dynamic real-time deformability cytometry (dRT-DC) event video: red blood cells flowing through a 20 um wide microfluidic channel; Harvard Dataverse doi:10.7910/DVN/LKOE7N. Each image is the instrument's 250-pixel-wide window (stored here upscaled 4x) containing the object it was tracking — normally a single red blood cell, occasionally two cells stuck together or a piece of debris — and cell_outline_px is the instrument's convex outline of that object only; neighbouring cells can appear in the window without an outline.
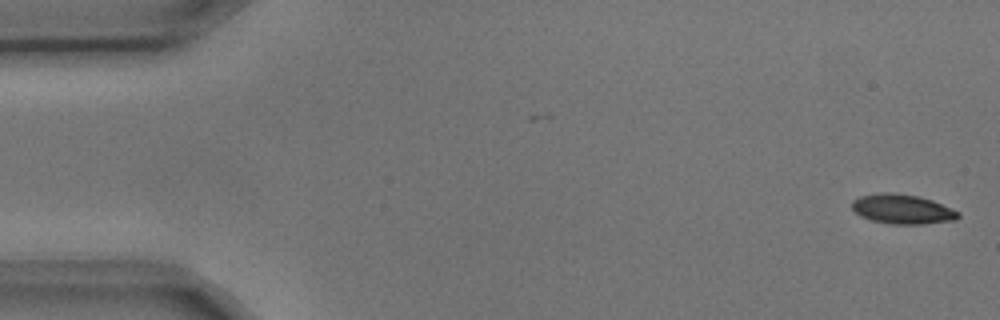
{"species": "common noctule bat (a hibernating species)", "species_latin": "Nyctalus noctula", "temperature_condition": "cold", "stored_images_in_passage": 5, "camera_frame_rate_fps": 3000, "um_per_image_px": 0.085, "animal": {"sex": "male", "body_mass_g": 17.9, "forearm_length_mm": 54.2}, "frame": {"image": 1, "passage_image": 1, "time_ms": 0.0, "image_size_px": [1000, 320], "cell_outline_px": [[960, 216], [956, 220], [924, 224], [888, 224], [872, 220], [860, 216], [852, 208], [852, 200], [860, 196], [884, 192], [888, 192], [916, 196], [932, 200], [960, 212]], "centroid_in_image_um": [76.7, 17.79], "position_along_channel_um": 8.3, "area_um2": 18.26}}
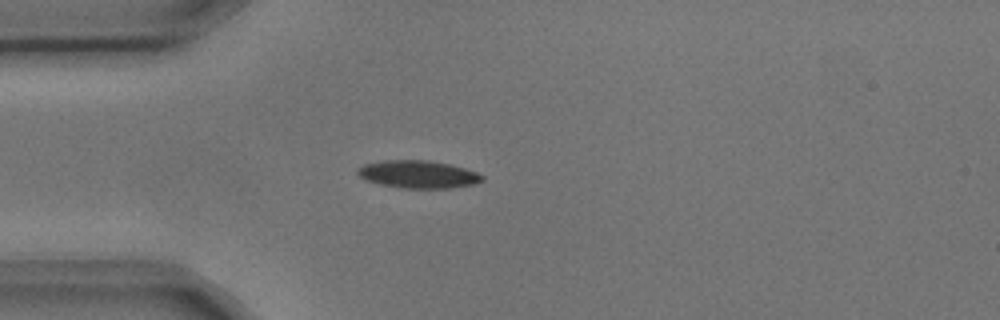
{"frame": {"image": 2, "passage_image": 4, "time_ms": 1.0, "image_size_px": [1000, 320], "cell_outline_px": [[484, 180], [472, 184], [448, 188], [404, 188], [380, 184], [368, 180], [360, 176], [356, 172], [356, 168], [364, 164], [384, 160], [428, 160], [448, 164], [464, 168], [476, 172], [484, 176]], "centroid_in_image_um": [35.52, 14.81], "position_along_channel_um": 49.5, "area_um2": 19.88}}